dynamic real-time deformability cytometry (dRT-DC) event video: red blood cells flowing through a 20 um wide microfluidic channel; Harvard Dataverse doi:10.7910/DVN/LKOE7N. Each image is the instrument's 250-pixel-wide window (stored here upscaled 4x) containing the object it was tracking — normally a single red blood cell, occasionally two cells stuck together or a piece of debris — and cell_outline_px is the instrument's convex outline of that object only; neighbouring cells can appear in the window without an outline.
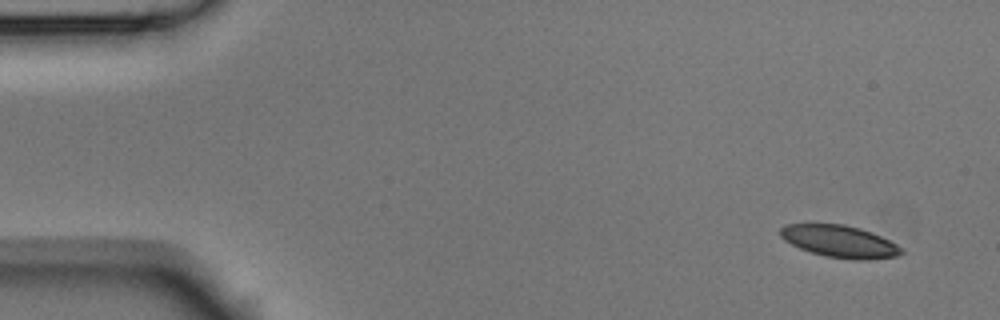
{"species": "Egyptian fruit bat (a non-hibernating species)", "species_latin": "Rousettus aegyptiacus", "temperature_condition": "room temperature", "stored_images_in_passage": 7, "camera_frame_rate_fps": 3000, "um_per_image_px": 0.085, "animal": {"sex": "male"}, "frame": {"image": 1, "passage_image": 1, "time_ms": 0.0, "image_size_px": [1000, 320], "cell_outline_px": [[904, 252], [896, 256], [868, 260], [852, 260], [824, 256], [800, 248], [784, 240], [780, 236], [780, 228], [784, 224], [844, 224], [860, 228], [872, 232], [896, 244]], "centroid_in_image_um": [71.35, 20.52], "position_along_channel_um": 13.6, "area_um2": 22.6}}
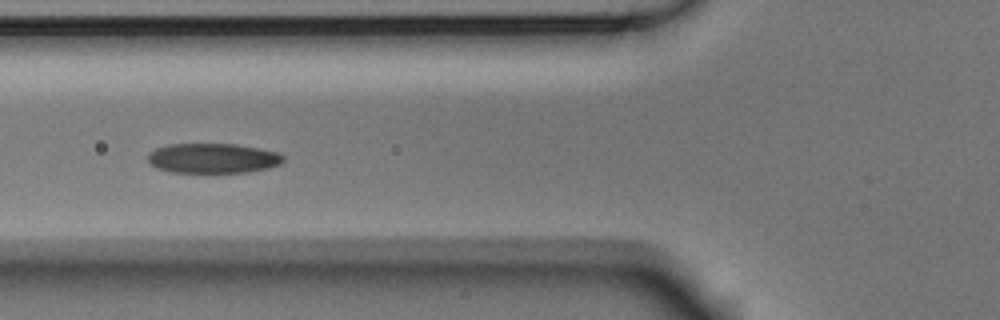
{"frame": {"image": 2, "passage_image": 6, "time_ms": 1.667, "image_size_px": [1000, 320], "cell_outline_px": [[284, 160], [280, 164], [268, 168], [248, 172], [172, 172], [156, 168], [148, 160], [148, 152], [156, 148], [168, 144], [236, 144], [260, 148], [276, 152], [284, 156]], "centroid_in_image_um": [18.09, 13.44], "position_along_channel_um": 107.7, "area_um2": 23.58}}
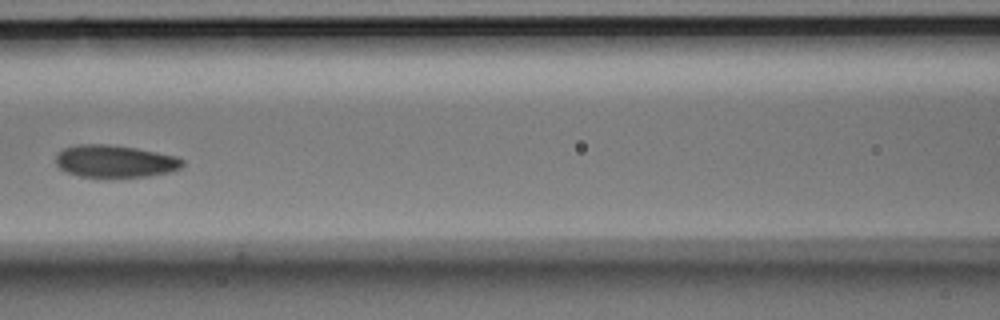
{"frame": {"image": 3, "passage_image": 7, "time_ms": 2.0, "image_size_px": [1000, 320], "cell_outline_px": [[184, 164], [180, 168], [172, 172], [148, 176], [80, 176], [68, 172], [60, 168], [56, 164], [56, 152], [64, 148], [80, 144], [104, 144], [136, 148], [176, 156], [184, 160]], "centroid_in_image_um": [9.78, 13.69], "position_along_channel_um": 156.8, "area_um2": 23.64}}